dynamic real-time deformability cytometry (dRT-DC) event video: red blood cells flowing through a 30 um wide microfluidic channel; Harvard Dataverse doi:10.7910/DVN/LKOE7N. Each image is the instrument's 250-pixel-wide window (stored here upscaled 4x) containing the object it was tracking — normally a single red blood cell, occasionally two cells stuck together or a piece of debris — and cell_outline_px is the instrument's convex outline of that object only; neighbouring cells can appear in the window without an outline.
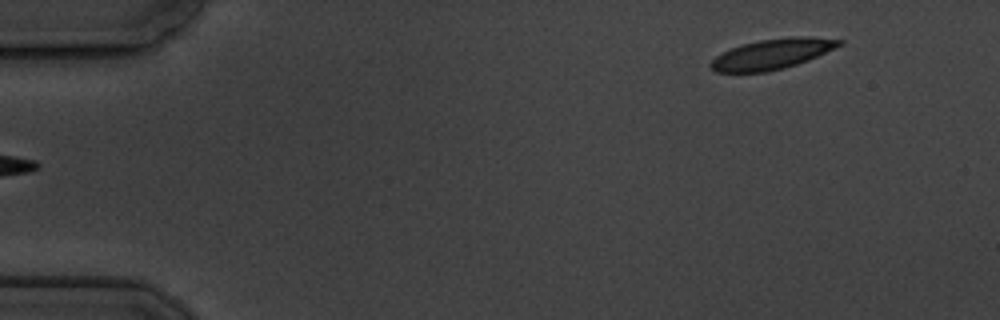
{"species": "common noctule bat (a hibernating species)", "species_latin": "Nyctalus noctula", "temperature_condition": "cold", "stored_images_in_passage": 6, "segment_of_instrument_passage": [2, 2], "camera_frame_rate_fps": 3000, "um_per_image_px": 0.085, "animal": {"sex": "male", "body_mass_g": 19.5, "forearm_length_mm": 54.6}, "frame": {"image": 1, "passage_image": 6, "time_ms": 5.667, "image_size_px": [1000, 320], "cell_outline_px": [[844, 44], [808, 60], [784, 68], [764, 72], [716, 72], [708, 64], [716, 56], [732, 48], [744, 44], [760, 40], [792, 36], [812, 36], [844, 40]], "centroid_in_image_um": [65.68, 4.58], "position_along_channel_um": 19.3, "area_um2": 22.54}}